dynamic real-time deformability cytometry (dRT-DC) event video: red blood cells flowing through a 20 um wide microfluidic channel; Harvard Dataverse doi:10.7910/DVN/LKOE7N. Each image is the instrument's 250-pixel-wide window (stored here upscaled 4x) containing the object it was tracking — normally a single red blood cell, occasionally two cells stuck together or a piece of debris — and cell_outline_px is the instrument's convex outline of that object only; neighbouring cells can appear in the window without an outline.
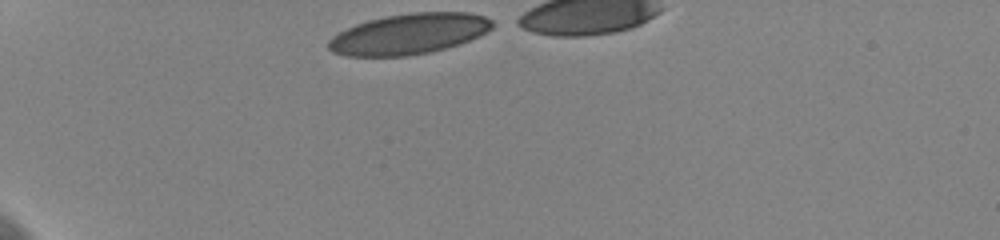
{"species": "human", "species_latin": "Homo sapiens", "temperature_condition": "cold", "stored_images_in_passage": 34, "camera_frame_rate_fps": 3000, "um_per_image_px": 0.085, "donor": {"sex": "female"}, "frame": {"image": 1, "passage_image": 1, "time_ms": 0.0, "image_size_px": [1000, 240], "cell_outline_px": [[500, 24], [480, 36], [444, 48], [428, 52], [408, 56], [344, 56], [332, 52], [328, 48], [328, 40], [332, 36], [356, 24], [368, 20], [384, 16], [412, 12], [468, 12], [484, 16]], "centroid_in_image_um": [34.79, 2.87], "position_along_channel_um": 50.2, "area_um2": 38.96}}
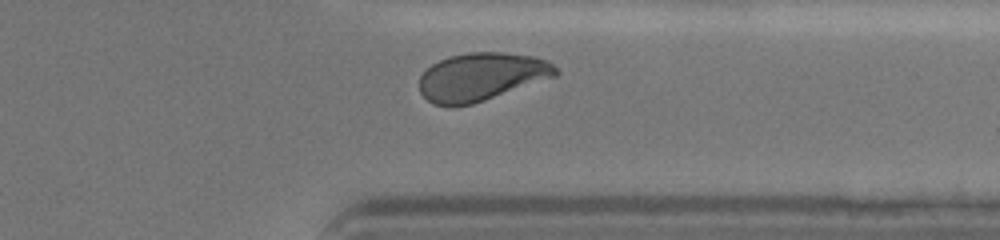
{"frame": {"image": 2, "passage_image": 31, "time_ms": 10.0, "image_size_px": [1000, 240], "cell_outline_px": [[560, 72], [556, 76], [472, 104], [432, 104], [420, 92], [420, 76], [432, 64], [440, 60], [452, 56], [468, 52], [504, 52], [536, 56], [552, 64]], "centroid_in_image_um": [40.94, 6.5], "position_along_channel_um": 370.5, "area_um2": 37.51}, "authors_computed_cell_mechanics": {"area_um2": 39.1306, "velocity_mm_per_s": 3.5962, "shape_relaxation_time_tau1_ms": 3.6694, "shape_relaxation_time_tau2_ms": 0.9025, "deformation_change_tau1": 0.1224, "deformation_change_tau2": 0.048}}